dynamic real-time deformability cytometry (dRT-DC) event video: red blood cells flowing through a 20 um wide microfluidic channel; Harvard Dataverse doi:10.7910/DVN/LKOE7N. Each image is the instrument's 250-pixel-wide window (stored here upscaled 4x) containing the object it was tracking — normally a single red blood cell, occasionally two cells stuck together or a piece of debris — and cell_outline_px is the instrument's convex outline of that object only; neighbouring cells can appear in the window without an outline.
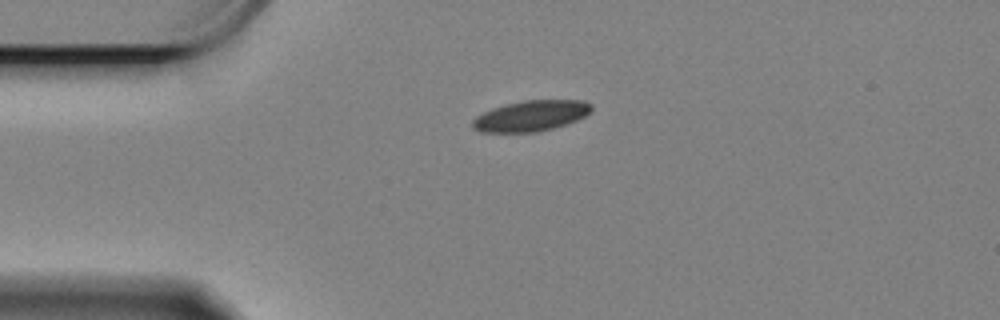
{"species": "Egyptian fruit bat (a non-hibernating species)", "species_latin": "Rousettus aegyptiacus", "temperature_condition": "cold", "stored_images_in_passage": 47, "camera_frame_rate_fps": 3000, "um_per_image_px": 0.085, "animal": {"sex": "female"}, "frame": {"image": 1, "passage_image": 1, "time_ms": 0.0, "image_size_px": [1000, 320], "cell_outline_px": [[592, 108], [584, 116], [576, 120], [552, 128], [536, 132], [480, 132], [472, 128], [472, 120], [476, 116], [492, 108], [504, 104], [524, 100], [584, 100], [592, 104]], "centroid_in_image_um": [45.09, 9.84], "position_along_channel_um": 39.9, "area_um2": 21.21}}
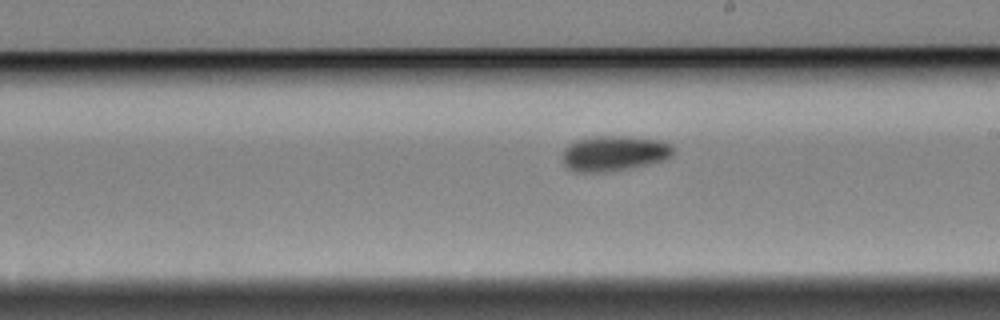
{"frame": {"image": 2, "passage_image": 21, "time_ms": 6.667, "image_size_px": [1000, 320], "cell_outline_px": [[672, 152], [664, 160], [648, 164], [628, 168], [604, 172], [576, 172], [568, 168], [564, 164], [564, 148], [568, 144], [576, 140], [592, 136], [628, 136], [664, 140], [672, 144]], "centroid_in_image_um": [52.19, 13.01], "position_along_channel_um": 236.8, "area_um2": 22.77}}
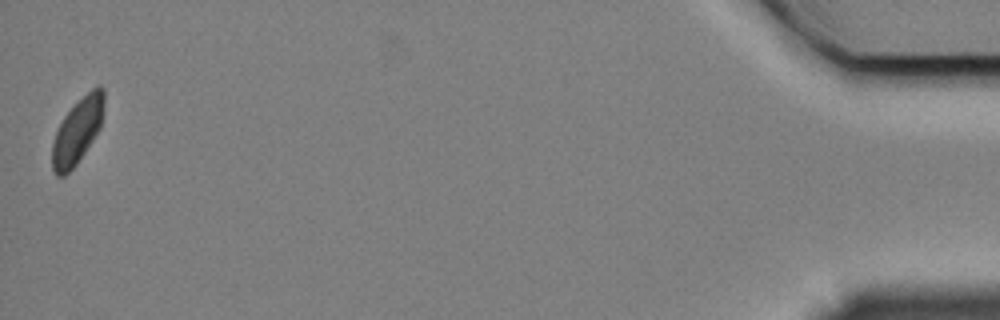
{"frame": {"image": 3, "passage_image": 47, "time_ms": 15.333, "image_size_px": [1000, 320], "cell_outline_px": [[104, 112], [100, 128], [76, 164], [64, 176], [56, 176], [52, 168], [52, 144], [56, 132], [64, 116], [96, 84], [100, 84], [104, 88]], "centroid_in_image_um": [6.6, 11.11], "position_along_channel_um": 428.6, "area_um2": 19.48}, "authors_computed_cell_mechanics": {"area_um2": 21.2126, "velocity_mm_per_s": 3.3005, "shape_relaxation_time_tau1_ms": 6.9125, "shape_relaxation_time_tau2_ms": null, "deformation_change_tau1": 0.1116, "deformation_change_tau2": null}}